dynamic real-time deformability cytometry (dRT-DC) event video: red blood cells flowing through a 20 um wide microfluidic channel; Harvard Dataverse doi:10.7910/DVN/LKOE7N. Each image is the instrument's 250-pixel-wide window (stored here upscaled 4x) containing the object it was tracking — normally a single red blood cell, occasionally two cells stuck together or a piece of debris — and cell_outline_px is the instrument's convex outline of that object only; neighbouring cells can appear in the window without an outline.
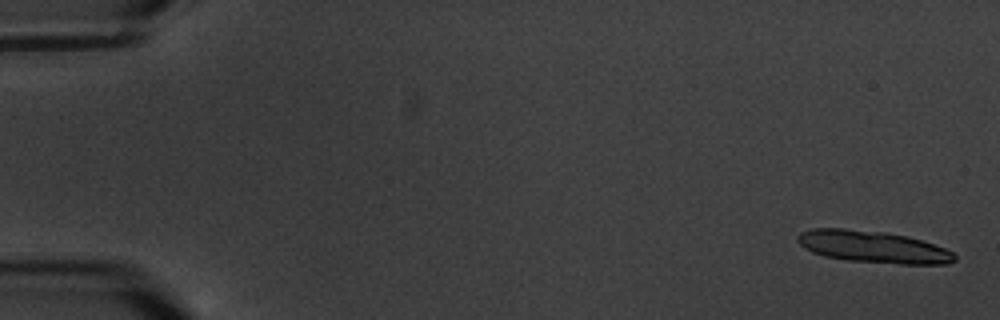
{"species": "common noctule bat (a hibernating species)", "species_latin": "Nyctalus noctula", "temperature_condition": "warm", "stored_images_in_passage": 6, "camera_frame_rate_fps": 3000, "um_per_image_px": 0.085, "animal": {"sex": "male", "body_mass_g": 20.1, "forearm_length_mm": 53.5}, "frame": {"image": 1, "passage_image": 1, "time_ms": 0.0, "image_size_px": [1000, 320], "cell_outline_px": [[956, 260], [948, 264], [900, 264], [848, 260], [824, 256], [812, 252], [804, 248], [796, 240], [796, 236], [800, 232], [812, 228], [844, 228], [884, 232], [908, 236], [944, 248], [952, 252], [956, 256]], "centroid_in_image_um": [74.17, 20.98], "position_along_channel_um": 10.8, "area_um2": 29.25}}